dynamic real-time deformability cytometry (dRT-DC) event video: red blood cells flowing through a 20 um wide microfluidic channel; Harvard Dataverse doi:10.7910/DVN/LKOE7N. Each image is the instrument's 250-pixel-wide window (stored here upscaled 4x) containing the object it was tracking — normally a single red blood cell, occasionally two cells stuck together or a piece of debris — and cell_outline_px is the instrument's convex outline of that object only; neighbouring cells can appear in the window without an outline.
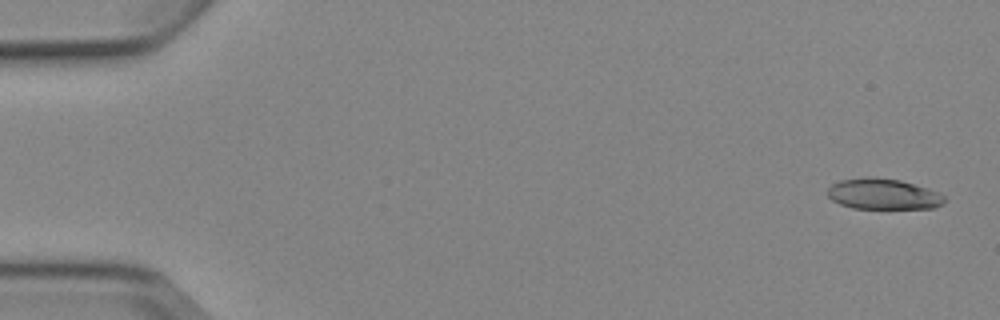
{"species": "Egyptian fruit bat (a non-hibernating species)", "species_latin": "Rousettus aegyptiacus", "temperature_condition": "cold", "stored_images_in_passage": 5, "camera_frame_rate_fps": 3000, "um_per_image_px": 0.085, "animal": {"sex": "female"}, "frame": {"image": 1, "passage_image": 1, "time_ms": 0.0, "image_size_px": [1000, 320], "cell_outline_px": [[948, 200], [944, 204], [936, 208], [852, 208], [840, 204], [832, 200], [828, 196], [828, 188], [832, 184], [840, 180], [864, 176], [872, 176], [900, 180], [928, 188], [940, 192]], "centroid_in_image_um": [75.11, 16.48], "position_along_channel_um": 9.9, "area_um2": 21.27}}
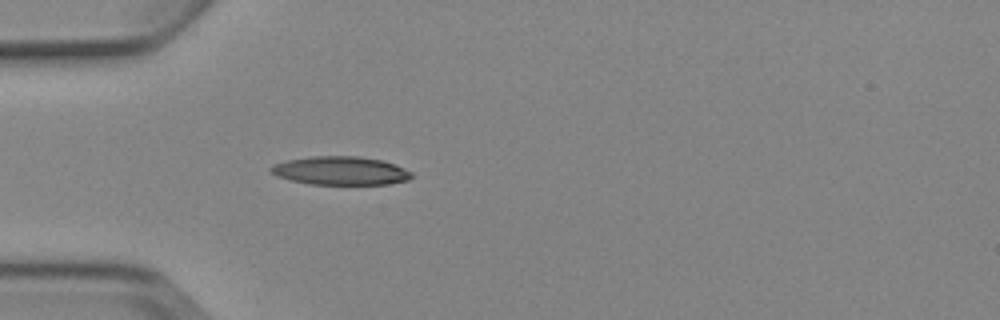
{"frame": {"image": 2, "passage_image": 5, "time_ms": 4.667, "image_size_px": [1000, 320], "cell_outline_px": [[412, 176], [408, 180], [388, 184], [308, 184], [276, 176], [268, 172], [268, 168], [272, 164], [288, 160], [312, 156], [360, 156], [380, 160], [396, 164], [412, 172]], "centroid_in_image_um": [28.91, 14.51], "position_along_channel_um": 56.1, "area_um2": 23.47}}